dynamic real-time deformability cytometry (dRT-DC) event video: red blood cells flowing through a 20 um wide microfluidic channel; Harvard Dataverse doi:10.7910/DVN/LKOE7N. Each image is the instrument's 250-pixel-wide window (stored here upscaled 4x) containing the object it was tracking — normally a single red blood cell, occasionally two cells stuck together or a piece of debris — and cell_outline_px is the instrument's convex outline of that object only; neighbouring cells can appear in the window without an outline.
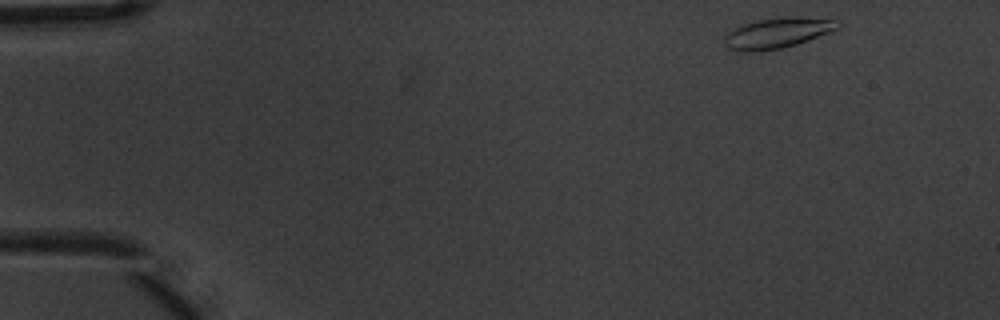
{"species": "common noctule bat (a hibernating species)", "species_latin": "Nyctalus noctula", "temperature_condition": "warm", "stored_images_in_passage": 4, "camera_frame_rate_fps": 3000, "um_per_image_px": 0.085, "animal": {"sex": "male", "body_mass_g": 20.1, "forearm_length_mm": 53.5}, "frame": {"image": 1, "passage_image": 1, "time_ms": 0.0, "image_size_px": [1000, 320], "cell_outline_px": [[844, 24], [840, 28], [796, 44], [784, 48], [756, 52], [740, 52], [728, 48], [724, 44], [724, 36], [728, 32], [744, 24], [756, 20], [796, 16], [840, 20]], "centroid_in_image_um": [66.11, 2.81], "position_along_channel_um": 18.9, "area_um2": 20.29}}